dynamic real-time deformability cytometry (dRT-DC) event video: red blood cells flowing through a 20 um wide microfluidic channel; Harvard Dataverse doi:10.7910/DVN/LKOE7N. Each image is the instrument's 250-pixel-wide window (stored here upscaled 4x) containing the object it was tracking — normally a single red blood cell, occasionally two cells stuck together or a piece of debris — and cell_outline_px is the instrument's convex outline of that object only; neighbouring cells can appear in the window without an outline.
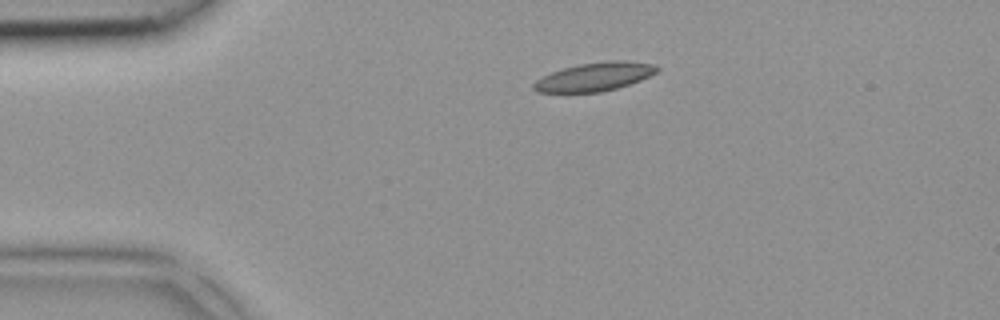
{"species": "common noctule bat (a hibernating species)", "species_latin": "Nyctalus noctula", "temperature_condition": "room temperature", "stored_images_in_passage": 1, "camera_frame_rate_fps": 3000, "um_per_image_px": 0.085, "animal": {"sex": "female", "body_mass_g": 18.4}, "frame": {"image": 1, "passage_image": 1, "time_ms": 0.0, "image_size_px": [1000, 320], "cell_outline_px": [[660, 68], [656, 72], [640, 80], [616, 88], [600, 92], [536, 92], [532, 88], [532, 84], [536, 80], [552, 72], [564, 68], [580, 64], [608, 60], [620, 60], [652, 64]], "centroid_in_image_um": [50.51, 6.52], "position_along_channel_um": 34.5, "area_um2": 20.17}}